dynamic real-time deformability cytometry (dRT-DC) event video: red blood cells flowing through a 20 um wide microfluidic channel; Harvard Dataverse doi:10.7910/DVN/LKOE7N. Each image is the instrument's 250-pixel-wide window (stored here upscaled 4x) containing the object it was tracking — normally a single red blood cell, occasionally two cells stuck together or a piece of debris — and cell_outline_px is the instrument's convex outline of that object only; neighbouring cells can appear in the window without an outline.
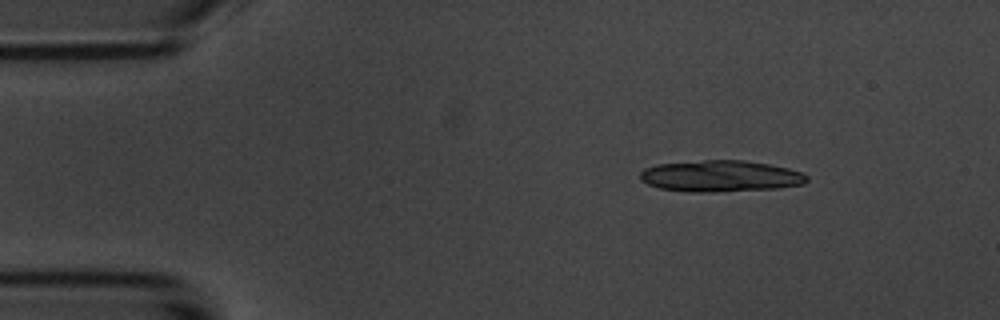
{"species": "common noctule bat (a hibernating species)", "species_latin": "Nyctalus noctula", "temperature_condition": "room temperature", "stored_images_in_passage": 5, "segment_of_instrument_passage": [1, 2], "camera_frame_rate_fps": 3000, "um_per_image_px": 0.085, "animal": {"sex": "male", "body_mass_g": 20.1, "forearm_length_mm": 53.5}, "frame": {"image": 1, "passage_image": 1, "time_ms": 0.0, "image_size_px": [1000, 320], "cell_outline_px": [[808, 180], [804, 184], [776, 188], [708, 192], [692, 192], [660, 188], [648, 184], [640, 180], [640, 172], [644, 168], [656, 164], [704, 160], [744, 160], [768, 164], [788, 168], [800, 172], [808, 176]], "centroid_in_image_um": [61.22, 14.96], "position_along_channel_um": 23.8, "area_um2": 30.4}}